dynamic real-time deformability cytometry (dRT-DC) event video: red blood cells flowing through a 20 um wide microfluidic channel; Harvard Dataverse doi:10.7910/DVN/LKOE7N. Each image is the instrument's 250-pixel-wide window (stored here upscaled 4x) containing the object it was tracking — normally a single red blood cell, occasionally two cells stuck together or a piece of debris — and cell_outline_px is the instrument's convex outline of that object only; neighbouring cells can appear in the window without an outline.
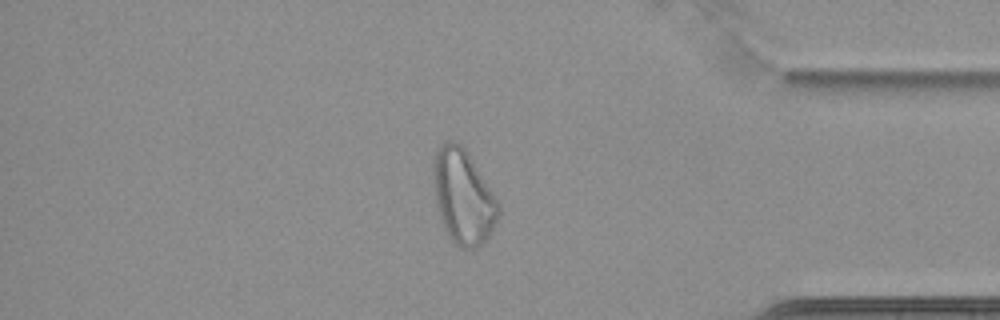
{"species": "common noctule bat (a hibernating species)", "species_latin": "Nyctalus noctula", "temperature_condition": "cold", "stored_images_in_passage": 64, "camera_frame_rate_fps": 3000, "um_per_image_px": 0.085, "animal": {"sex": "female", "body_mass_g": 22.7, "forearm_length_mm": 54.2}, "frame": {"image": 1, "passage_image": 55, "time_ms": 18.0, "image_size_px": [1000, 320], "cell_outline_px": [[500, 216], [488, 236], [480, 244], [472, 248], [460, 248], [448, 236], [440, 220], [436, 204], [432, 176], [432, 160], [440, 144], [444, 140], [456, 140], [468, 152], [500, 204]], "centroid_in_image_um": [39.34, 16.68], "position_along_channel_um": 395.9, "area_um2": 36.13}}